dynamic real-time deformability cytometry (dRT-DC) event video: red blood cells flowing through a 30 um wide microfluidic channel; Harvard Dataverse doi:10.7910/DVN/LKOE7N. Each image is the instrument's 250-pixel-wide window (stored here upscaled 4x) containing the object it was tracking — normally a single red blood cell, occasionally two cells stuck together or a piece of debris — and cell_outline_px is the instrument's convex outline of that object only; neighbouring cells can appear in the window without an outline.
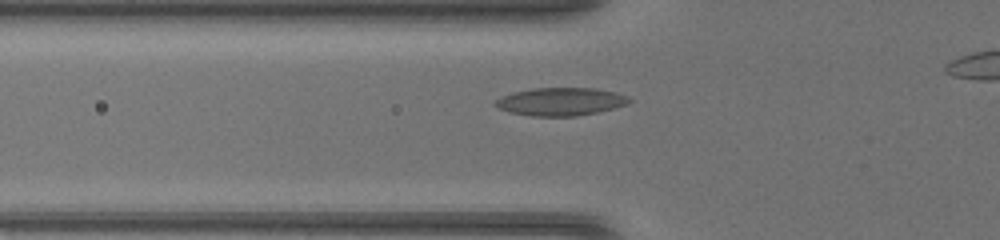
{"species": "common noctule bat (a hibernating species)", "species_latin": "Nyctalus noctula", "temperature_condition": "warm", "stored_images_in_passage": 36, "camera_frame_rate_fps": 3000, "um_per_image_px": 0.085, "animal": {"sex": "female", "body_mass_g": 17.0, "forearm_length_mm": 48.0}, "frame": {"image": 1, "passage_image": 11, "time_ms": 3.333, "image_size_px": [1000, 240], "cell_outline_px": [[632, 100], [628, 104], [596, 112], [576, 116], [532, 116], [508, 112], [496, 108], [492, 104], [500, 96], [512, 92], [532, 88], [596, 88], [616, 92], [628, 96]], "centroid_in_image_um": [47.61, 8.63], "position_along_channel_um": 78.2, "area_um2": 22.02}}
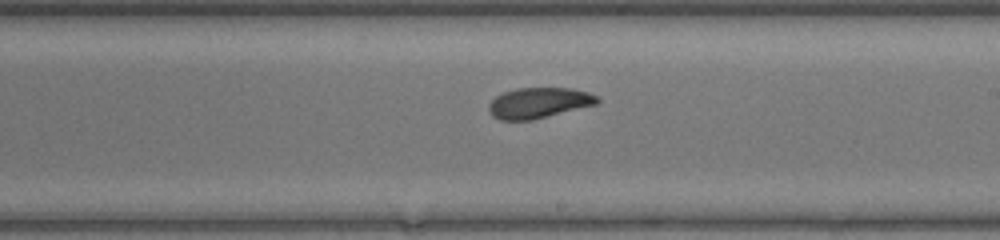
{"frame": {"image": 2, "passage_image": 22, "time_ms": 7.0, "image_size_px": [1000, 240], "cell_outline_px": [[600, 100], [596, 104], [532, 120], [500, 120], [492, 116], [488, 112], [488, 104], [496, 96], [504, 92], [516, 88], [572, 88], [588, 92], [596, 96]], "centroid_in_image_um": [45.76, 8.74], "position_along_channel_um": 243.2, "area_um2": 19.31}}
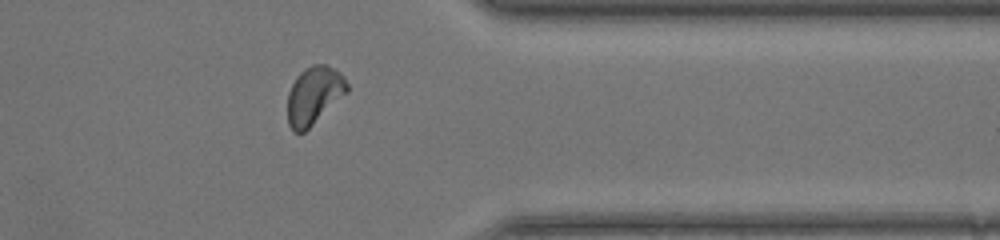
{"frame": {"image": 3, "passage_image": 32, "time_ms": 10.333, "image_size_px": [1000, 240], "cell_outline_px": [[348, 92], [304, 132], [292, 132], [288, 124], [288, 92], [296, 76], [304, 68], [312, 64], [324, 64], [336, 68], [344, 76], [348, 84]], "centroid_in_image_um": [26.7, 8.08], "position_along_channel_um": 384.7, "area_um2": 20.17}}